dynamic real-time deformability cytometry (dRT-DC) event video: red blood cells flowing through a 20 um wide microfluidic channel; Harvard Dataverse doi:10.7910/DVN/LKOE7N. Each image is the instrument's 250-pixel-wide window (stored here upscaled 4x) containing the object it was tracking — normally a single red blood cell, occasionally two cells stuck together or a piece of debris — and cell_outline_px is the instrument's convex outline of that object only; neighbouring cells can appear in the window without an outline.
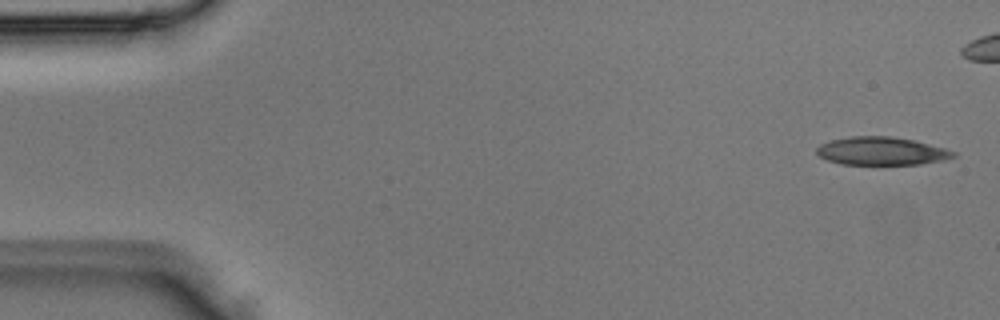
{"species": "Egyptian fruit bat (a non-hibernating species)", "species_latin": "Rousettus aegyptiacus", "temperature_condition": "room temperature", "stored_images_in_passage": 2, "segment_of_instrument_passage": [2, 2], "camera_frame_rate_fps": 3000, "um_per_image_px": 0.085, "animal": {"sex": "male"}, "frame": {"image": 1, "passage_image": 2, "time_ms": 0.333, "image_size_px": [1000, 320], "cell_outline_px": [[956, 156], [940, 160], [920, 164], [840, 164], [828, 160], [820, 156], [816, 152], [816, 148], [820, 144], [832, 140], [852, 136], [892, 136], [916, 140], [944, 148], [956, 152]], "centroid_in_image_um": [74.92, 12.83], "position_along_channel_um": 10.1, "area_um2": 22.25}}